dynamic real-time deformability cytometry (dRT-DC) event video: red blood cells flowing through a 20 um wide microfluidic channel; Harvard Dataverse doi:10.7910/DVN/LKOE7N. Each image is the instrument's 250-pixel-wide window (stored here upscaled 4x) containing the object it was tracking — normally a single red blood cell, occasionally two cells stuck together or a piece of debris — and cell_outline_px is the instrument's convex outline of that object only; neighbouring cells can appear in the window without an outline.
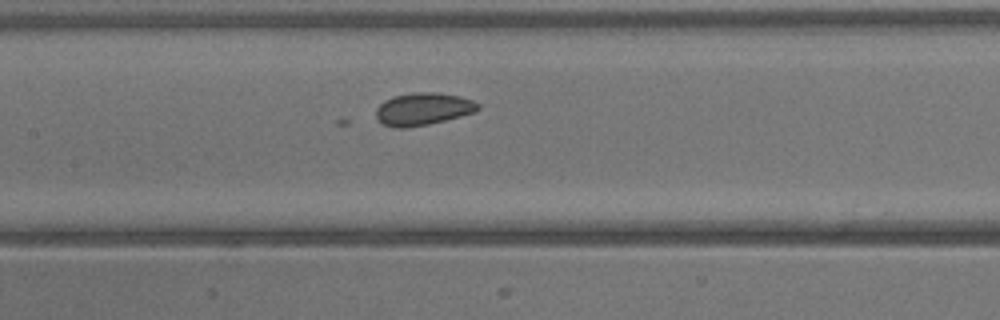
{"species": "common noctule bat (a hibernating species)", "species_latin": "Nyctalus noctula", "temperature_condition": "warm", "stored_images_in_passage": 12, "camera_frame_rate_fps": 3000, "um_per_image_px": 0.085, "animal": {"sex": "male", "body_mass_g": 13.3}, "frame": {"image": 1, "passage_image": 11, "time_ms": 3.333, "image_size_px": [1000, 320], "cell_outline_px": [[480, 108], [476, 112], [428, 124], [408, 128], [392, 128], [384, 124], [376, 116], [376, 108], [384, 100], [392, 96], [412, 92], [436, 92], [460, 96], [472, 100], [480, 104]], "centroid_in_image_um": [35.96, 9.26], "position_along_channel_um": 171.4, "area_um2": 19.42}}